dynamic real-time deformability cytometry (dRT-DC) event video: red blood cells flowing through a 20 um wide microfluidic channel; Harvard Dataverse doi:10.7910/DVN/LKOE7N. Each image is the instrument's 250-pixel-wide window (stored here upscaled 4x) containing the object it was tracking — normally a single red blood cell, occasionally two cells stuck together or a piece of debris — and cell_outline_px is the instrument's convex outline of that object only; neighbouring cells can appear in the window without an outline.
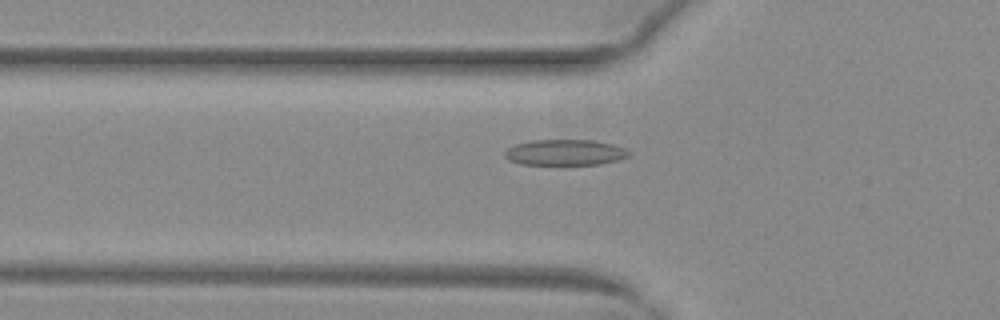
{"species": "common noctule bat (a hibernating species)", "species_latin": "Nyctalus noctula", "temperature_condition": "warm", "stored_images_in_passage": 40, "camera_frame_rate_fps": 3000, "um_per_image_px": 0.085, "animal": {"sex": "female", "body_mass_g": 29.2, "forearm_length_mm": 56.3}, "frame": {"image": 1, "passage_image": 6, "time_ms": 1.667, "image_size_px": [1000, 320], "cell_outline_px": [[632, 152], [628, 156], [616, 160], [600, 164], [520, 164], [508, 160], [504, 156], [504, 152], [508, 148], [516, 144], [532, 140], [592, 140], [612, 144], [624, 148]], "centroid_in_image_um": [48.01, 12.95], "position_along_channel_um": 77.8, "area_um2": 18.55}}
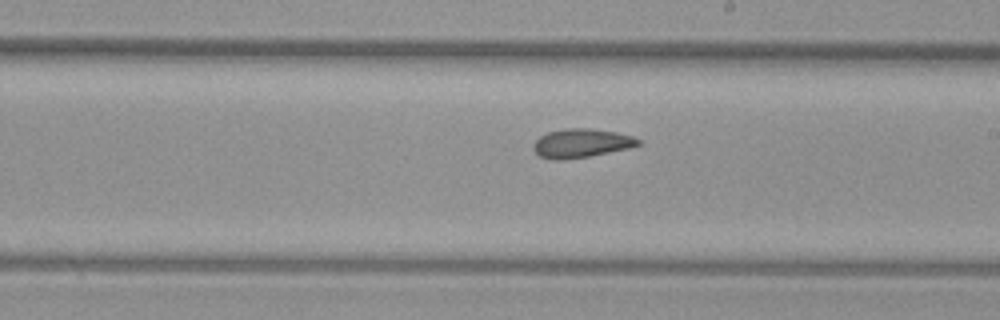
{"frame": {"image": 2, "passage_image": 18, "time_ms": 5.667, "image_size_px": [1000, 320], "cell_outline_px": [[640, 144], [628, 148], [588, 156], [564, 160], [552, 160], [540, 156], [532, 148], [532, 144], [540, 136], [548, 132], [564, 128], [588, 128], [616, 132], [632, 136], [640, 140]], "centroid_in_image_um": [49.37, 12.17], "position_along_channel_um": 239.6, "area_um2": 17.51}}
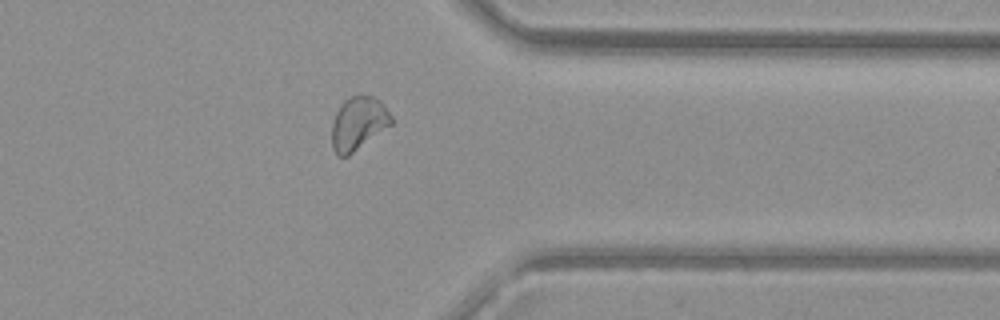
{"frame": {"image": 3, "passage_image": 29, "time_ms": 9.333, "image_size_px": [1000, 320], "cell_outline_px": [[392, 124], [348, 156], [336, 156], [332, 148], [332, 120], [340, 104], [344, 100], [352, 96], [376, 96], [380, 100], [392, 116]], "centroid_in_image_um": [30.44, 10.49], "position_along_channel_um": 381.0, "area_um2": 18.5}, "authors_computed_cell_mechanics": {"area_um2": 18.1203, "velocity_mm_per_s": 4.0405, "shape_relaxation_time_tau1_ms": null, "shape_relaxation_time_tau2_ms": 2.1782, "deformation_change_tau1": null, "deformation_change_tau2": 0.0767}}